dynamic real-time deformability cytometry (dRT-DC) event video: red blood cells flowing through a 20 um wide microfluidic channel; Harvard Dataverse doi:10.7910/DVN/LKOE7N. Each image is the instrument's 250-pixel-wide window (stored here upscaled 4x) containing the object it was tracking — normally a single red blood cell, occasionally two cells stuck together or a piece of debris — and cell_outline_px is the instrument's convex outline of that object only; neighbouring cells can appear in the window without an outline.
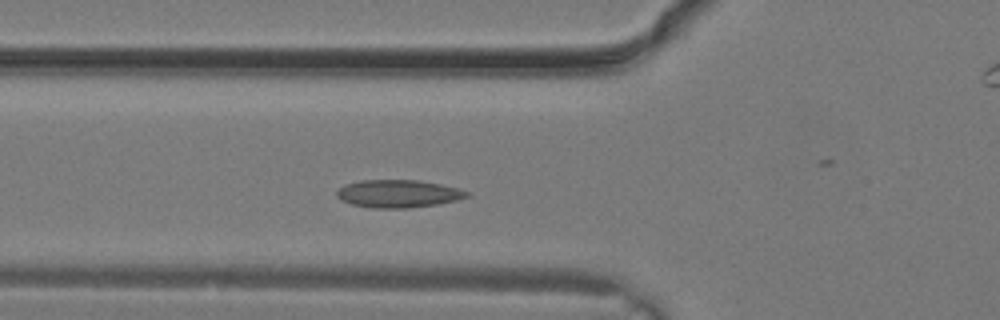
{"species": "common noctule bat (a hibernating species)", "species_latin": "Nyctalus noctula", "temperature_condition": "warm", "stored_images_in_passage": 8, "camera_frame_rate_fps": 3000, "um_per_image_px": 0.085, "animal": {"sex": "male", "body_mass_g": 19.2, "forearm_length_mm": 51.8}, "frame": {"image": 1, "passage_image": 6, "time_ms": 1.667, "image_size_px": [1000, 320], "cell_outline_px": [[472, 196], [456, 200], [436, 204], [408, 208], [372, 208], [352, 204], [340, 200], [336, 196], [336, 192], [344, 184], [360, 180], [420, 180], [460, 188], [472, 192]], "centroid_in_image_um": [33.88, 16.46], "position_along_channel_um": 91.9, "area_um2": 21.27}}
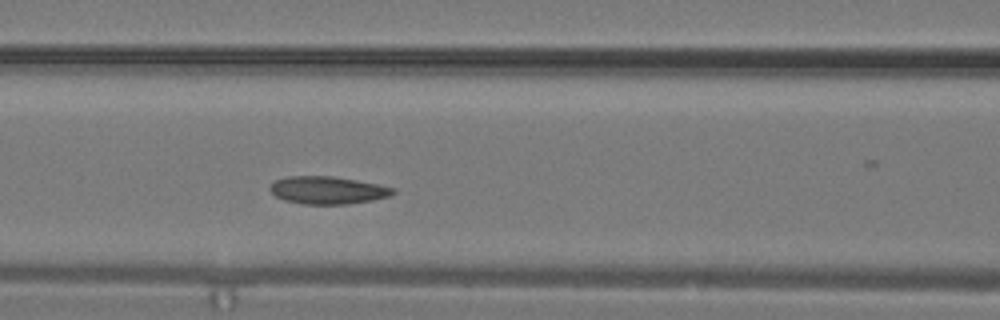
{"frame": {"image": 2, "passage_image": 8, "time_ms": 2.333, "image_size_px": [1000, 320], "cell_outline_px": [[396, 192], [388, 196], [372, 200], [348, 204], [304, 204], [284, 200], [276, 196], [268, 188], [276, 180], [288, 176], [332, 176], [356, 180], [376, 184], [392, 188]], "centroid_in_image_um": [27.82, 16.17], "position_along_channel_um": 138.8, "area_um2": 19.54}}